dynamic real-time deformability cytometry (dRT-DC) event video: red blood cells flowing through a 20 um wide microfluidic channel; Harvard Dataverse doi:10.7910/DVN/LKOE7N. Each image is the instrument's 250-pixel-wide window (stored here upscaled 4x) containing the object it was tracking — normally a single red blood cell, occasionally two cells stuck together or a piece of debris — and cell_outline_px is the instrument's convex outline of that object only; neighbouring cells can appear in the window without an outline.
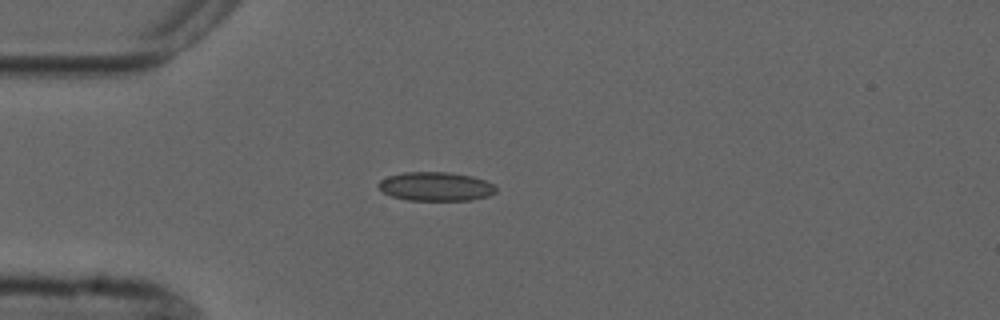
{"species": "common noctule bat (a hibernating species)", "species_latin": "Nyctalus noctula", "temperature_condition": "cold", "stored_images_in_passage": 1, "camera_frame_rate_fps": 3000, "um_per_image_px": 0.085, "animal": {"sex": "male", "forearm_length_mm": 52.5}, "frame": {"image": 1, "passage_image": 1, "time_ms": 0.0, "image_size_px": [1000, 320], "cell_outline_px": [[496, 192], [488, 196], [472, 200], [408, 200], [392, 196], [384, 192], [376, 184], [380, 180], [388, 176], [404, 172], [448, 172], [472, 176], [484, 180], [492, 184], [496, 188]], "centroid_in_image_um": [37.03, 15.85], "position_along_channel_um": 48.0, "area_um2": 19.71}}